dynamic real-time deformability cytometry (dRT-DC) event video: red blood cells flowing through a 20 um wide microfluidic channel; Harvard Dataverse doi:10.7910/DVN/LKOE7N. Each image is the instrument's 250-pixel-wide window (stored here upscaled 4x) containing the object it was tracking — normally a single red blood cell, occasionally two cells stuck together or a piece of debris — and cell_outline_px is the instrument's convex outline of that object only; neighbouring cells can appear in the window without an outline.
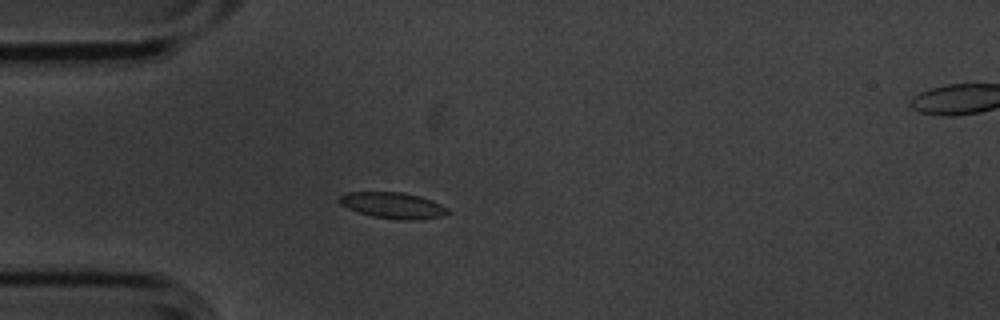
{"species": "common noctule bat (a hibernating species)", "species_latin": "Nyctalus noctula", "temperature_condition": "cold", "stored_images_in_passage": 5, "camera_frame_rate_fps": 3000, "um_per_image_px": 0.085, "animal": {"sex": "male", "body_mass_g": 20.1, "forearm_length_mm": 53.5}, "frame": {"image": 1, "passage_image": 4, "time_ms": 1.0, "image_size_px": [1000, 320], "cell_outline_px": [[448, 212], [440, 216], [420, 220], [396, 220], [372, 216], [348, 208], [340, 204], [336, 200], [340, 196], [348, 192], [404, 192], [420, 196], [432, 200], [448, 208]], "centroid_in_image_um": [33.38, 17.45], "position_along_channel_um": 51.6, "area_um2": 16.53}}